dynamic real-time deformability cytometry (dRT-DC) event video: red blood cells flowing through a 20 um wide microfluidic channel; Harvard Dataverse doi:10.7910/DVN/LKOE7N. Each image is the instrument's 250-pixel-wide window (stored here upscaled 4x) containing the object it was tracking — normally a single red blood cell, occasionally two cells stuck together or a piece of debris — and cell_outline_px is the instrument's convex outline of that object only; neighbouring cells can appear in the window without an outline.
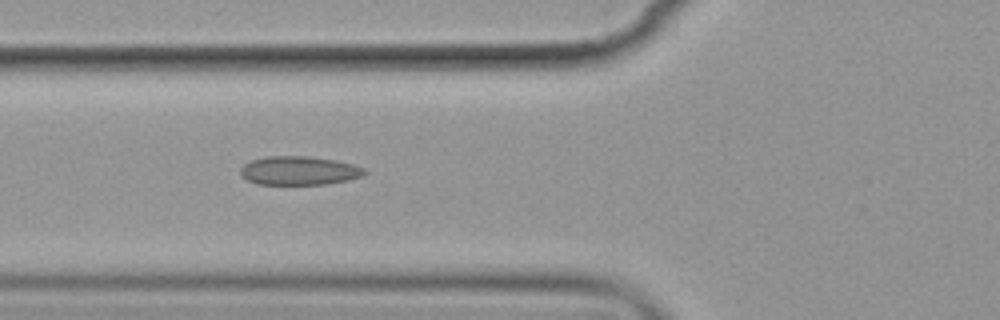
{"species": "common noctule bat (a hibernating species)", "species_latin": "Nyctalus noctula", "temperature_condition": "cold", "stored_images_in_passage": 10, "camera_frame_rate_fps": 3000, "um_per_image_px": 0.085, "animal": {"sex": "female", "body_mass_g": 19.9}, "frame": {"image": 1, "passage_image": 7, "time_ms": 7.0, "image_size_px": [1000, 320], "cell_outline_px": [[368, 172], [364, 176], [348, 180], [324, 184], [256, 184], [240, 176], [240, 168], [244, 164], [252, 160], [268, 156], [308, 156], [336, 160], [352, 164], [364, 168]], "centroid_in_image_um": [25.43, 14.5], "position_along_channel_um": 100.4, "area_um2": 20.87}}
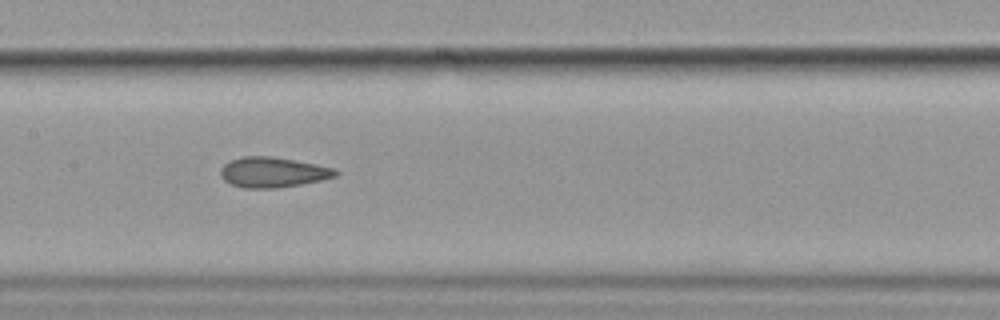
{"frame": {"image": 2, "passage_image": 9, "time_ms": 9.333, "image_size_px": [1000, 320], "cell_outline_px": [[340, 172], [336, 176], [320, 180], [300, 184], [276, 188], [244, 188], [232, 184], [224, 180], [220, 176], [220, 168], [224, 164], [232, 160], [244, 156], [268, 156], [316, 164], [336, 168]], "centroid_in_image_um": [23.19, 14.64], "position_along_channel_um": 184.2, "area_um2": 20.11}}
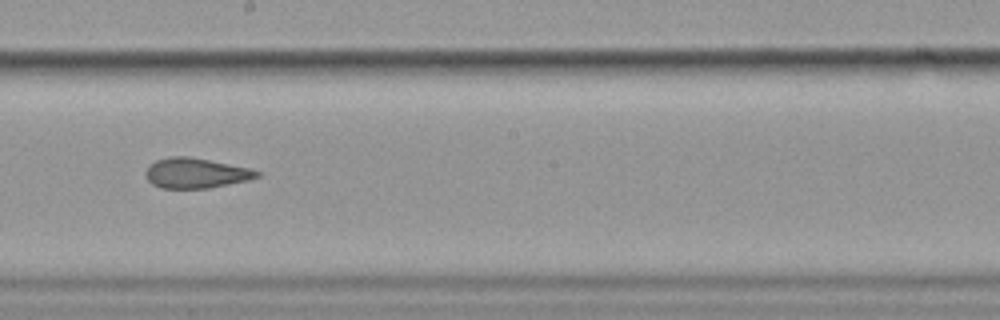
{"frame": {"image": 3, "passage_image": 10, "time_ms": 10.667, "image_size_px": [1000, 320], "cell_outline_px": [[260, 176], [248, 180], [208, 188], [160, 188], [152, 184], [148, 180], [144, 172], [148, 164], [156, 160], [168, 156], [188, 156], [248, 168], [260, 172]], "centroid_in_image_um": [16.58, 14.71], "position_along_channel_um": 231.6, "area_um2": 19.48}}